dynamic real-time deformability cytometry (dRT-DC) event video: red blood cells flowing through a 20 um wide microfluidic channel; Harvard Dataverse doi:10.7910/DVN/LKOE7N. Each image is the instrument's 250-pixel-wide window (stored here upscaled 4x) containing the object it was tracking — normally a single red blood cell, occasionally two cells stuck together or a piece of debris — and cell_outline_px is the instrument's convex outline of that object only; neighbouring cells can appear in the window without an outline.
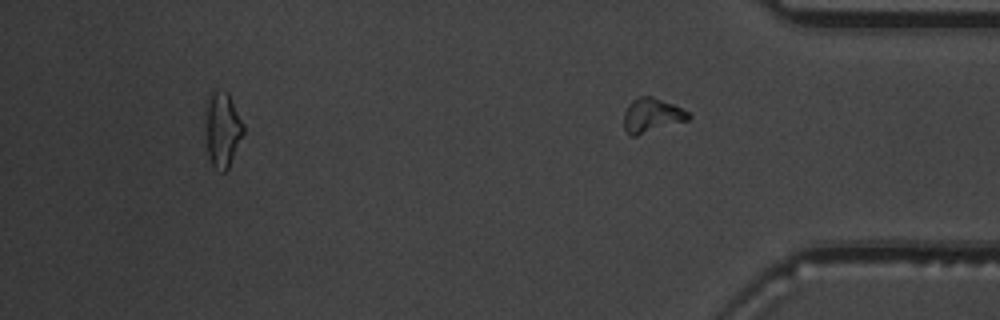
{"species": "common noctule bat (a hibernating species)", "species_latin": "Nyctalus noctula", "temperature_condition": "warm", "stored_images_in_passage": 14, "segment_of_instrument_passage": [2, 2], "camera_frame_rate_fps": 3000, "um_per_image_px": 0.085, "animal": {"sex": "male", "body_mass_g": 19.5, "forearm_length_mm": 54.6}, "frame": {"image": 1, "passage_image": 14, "time_ms": 16.667, "image_size_px": [1000, 320], "cell_outline_px": [[692, 116], [688, 120], [636, 136], [628, 136], [624, 128], [624, 112], [628, 104], [632, 100], [640, 96], [652, 96], [672, 104], [688, 112]], "centroid_in_image_um": [55.37, 9.81], "position_along_channel_um": 379.8, "area_um2": 12.89}}